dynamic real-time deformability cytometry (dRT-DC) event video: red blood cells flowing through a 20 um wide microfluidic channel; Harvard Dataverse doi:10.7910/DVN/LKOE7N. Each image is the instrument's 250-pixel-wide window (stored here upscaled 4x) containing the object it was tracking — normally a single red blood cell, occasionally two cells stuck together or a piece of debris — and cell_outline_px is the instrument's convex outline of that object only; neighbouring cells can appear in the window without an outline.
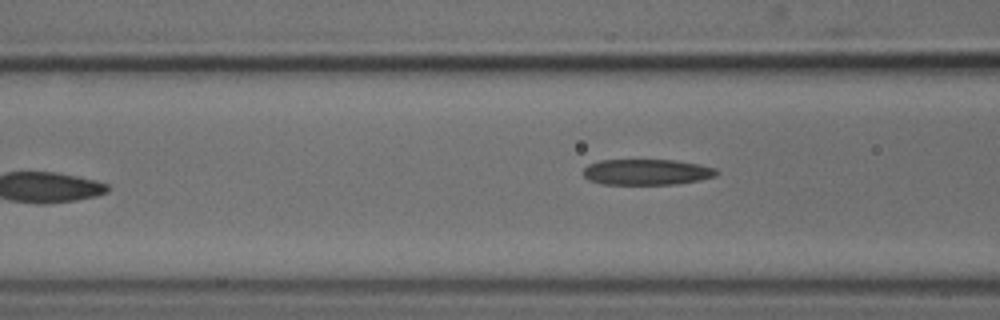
{"species": "common noctule bat (a hibernating species)", "species_latin": "Nyctalus noctula", "temperature_condition": "cold", "stored_images_in_passage": 9, "camera_frame_rate_fps": 3000, "um_per_image_px": 0.085, "animal": {"sex": "male", "body_mass_g": 18.8}, "frame": {"image": 1, "passage_image": 8, "time_ms": 8.0, "image_size_px": [1000, 320], "cell_outline_px": [[720, 172], [716, 176], [700, 180], [676, 184], [604, 184], [588, 180], [584, 176], [584, 168], [588, 164], [600, 160], [676, 160], [700, 164], [716, 168]], "centroid_in_image_um": [55.01, 14.62], "position_along_channel_um": 111.6, "area_um2": 20.17}}
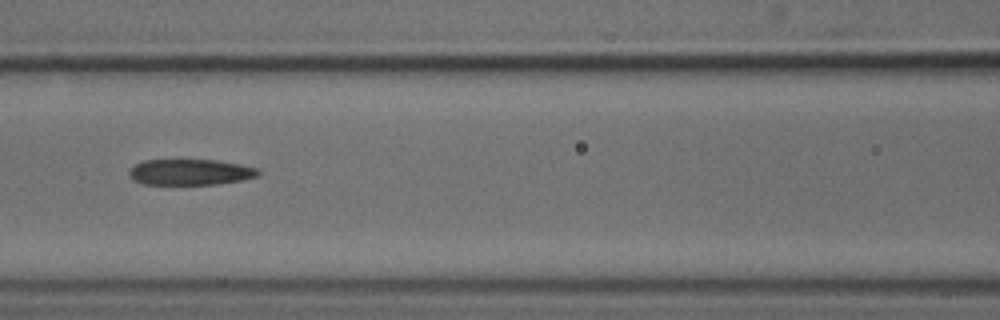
{"frame": {"image": 2, "passage_image": 9, "time_ms": 9.0, "image_size_px": [1000, 320], "cell_outline_px": [[260, 172], [256, 176], [240, 180], [220, 184], [144, 184], [132, 180], [128, 172], [136, 164], [144, 160], [216, 160], [240, 164], [256, 168]], "centroid_in_image_um": [16.15, 14.63], "position_along_channel_um": 150.5, "area_um2": 19.31}}